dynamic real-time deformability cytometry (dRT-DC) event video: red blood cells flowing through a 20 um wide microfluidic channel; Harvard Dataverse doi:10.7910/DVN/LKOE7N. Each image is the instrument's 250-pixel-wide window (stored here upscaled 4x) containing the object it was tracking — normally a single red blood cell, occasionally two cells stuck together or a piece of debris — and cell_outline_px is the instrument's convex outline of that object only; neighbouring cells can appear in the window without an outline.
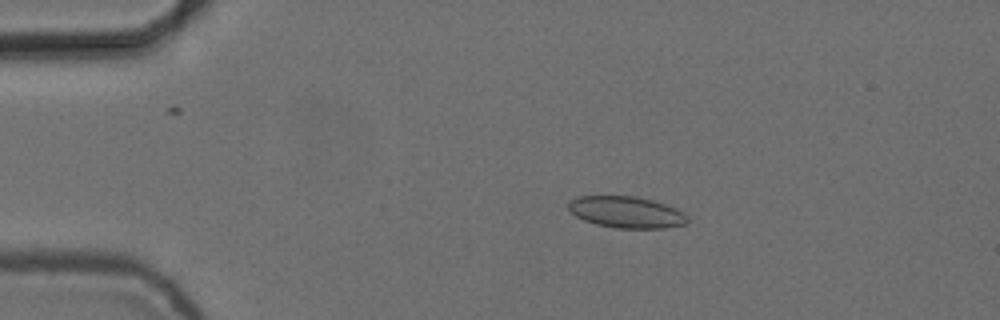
{"species": "common noctule bat (a hibernating species)", "species_latin": "Nyctalus noctula", "temperature_condition": "cold", "stored_images_in_passage": 5, "camera_frame_rate_fps": 3000, "um_per_image_px": 0.085, "animal": {"sex": "female", "body_mass_g": 24.6, "forearm_length_mm": 56.2}, "frame": {"image": 1, "passage_image": 3, "time_ms": 0.667, "image_size_px": [1000, 320], "cell_outline_px": [[688, 224], [664, 228], [616, 228], [596, 224], [584, 220], [576, 216], [568, 208], [568, 204], [572, 200], [580, 196], [636, 196], [652, 200], [676, 208], [684, 212], [688, 216]], "centroid_in_image_um": [53.29, 18.04], "position_along_channel_um": 31.7, "area_um2": 21.85}}
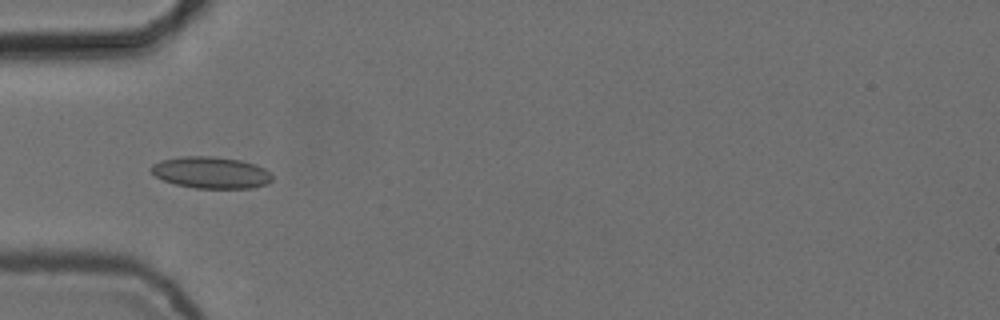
{"frame": {"image": 2, "passage_image": 5, "time_ms": 1.333, "image_size_px": [1000, 320], "cell_outline_px": [[272, 180], [268, 184], [252, 188], [196, 188], [176, 184], [164, 180], [156, 176], [152, 172], [152, 164], [160, 160], [180, 156], [212, 156], [240, 160], [256, 164], [272, 172]], "centroid_in_image_um": [17.98, 14.66], "position_along_channel_um": 67.0, "area_um2": 22.43}}